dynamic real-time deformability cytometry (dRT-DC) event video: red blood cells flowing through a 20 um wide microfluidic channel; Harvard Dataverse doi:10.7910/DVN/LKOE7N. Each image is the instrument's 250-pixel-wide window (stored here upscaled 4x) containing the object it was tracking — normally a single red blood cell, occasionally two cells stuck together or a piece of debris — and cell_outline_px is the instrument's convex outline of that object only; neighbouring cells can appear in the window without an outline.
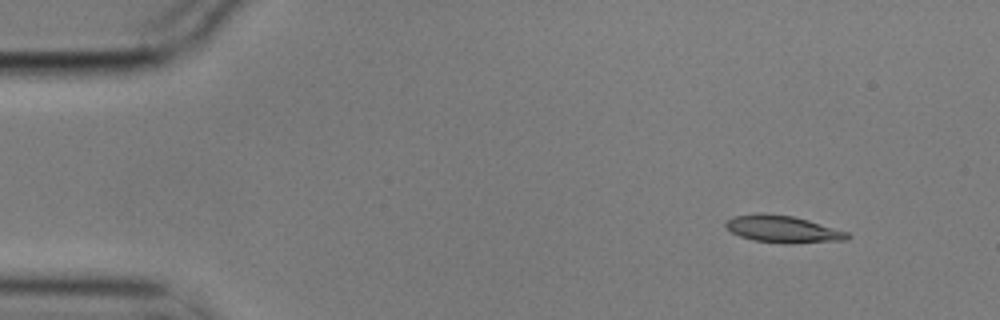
{"species": "common noctule bat (a hibernating species)", "species_latin": "Nyctalus noctula", "temperature_condition": "cold", "stored_images_in_passage": 5, "camera_frame_rate_fps": 3000, "um_per_image_px": 0.085, "animal": {"sex": "male", "body_mass_g": 17.9}, "frame": {"image": 1, "passage_image": 1, "time_ms": 0.0, "image_size_px": [1000, 320], "cell_outline_px": [[852, 236], [848, 240], [788, 244], [784, 244], [752, 240], [740, 236], [732, 232], [724, 224], [732, 216], [760, 212], [764, 212], [792, 216], [808, 220], [848, 232]], "centroid_in_image_um": [66.55, 19.48], "position_along_channel_um": 18.5, "area_um2": 19.42}}
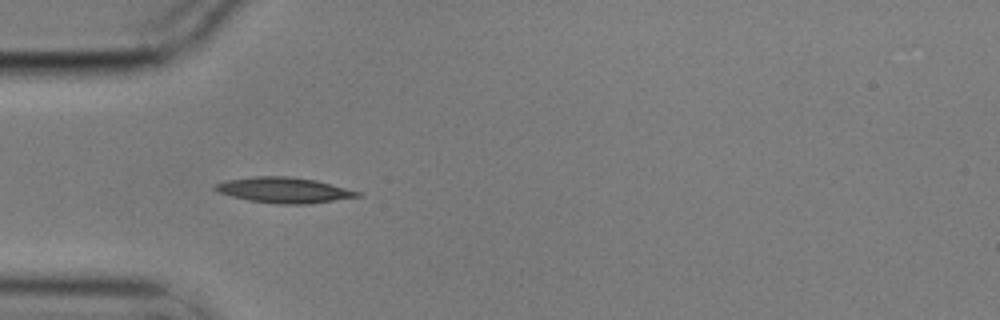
{"frame": {"image": 2, "passage_image": 4, "time_ms": 1.0, "image_size_px": [1000, 320], "cell_outline_px": [[360, 196], [308, 204], [280, 204], [248, 200], [232, 196], [220, 192], [212, 188], [216, 184], [228, 180], [252, 176], [288, 176], [316, 180], [360, 192]], "centroid_in_image_um": [24.12, 16.15], "position_along_channel_um": 60.9, "area_um2": 20.87}}
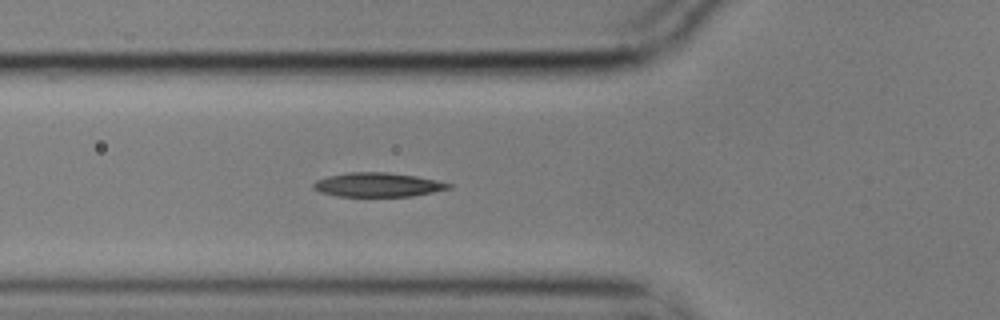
{"frame": {"image": 3, "passage_image": 5, "time_ms": 1.333, "image_size_px": [1000, 320], "cell_outline_px": [[452, 188], [412, 196], [336, 196], [320, 192], [312, 188], [312, 184], [316, 180], [328, 176], [348, 172], [388, 172], [416, 176], [436, 180], [452, 184]], "centroid_in_image_um": [32.09, 15.7], "position_along_channel_um": 93.7, "area_um2": 19.02}}